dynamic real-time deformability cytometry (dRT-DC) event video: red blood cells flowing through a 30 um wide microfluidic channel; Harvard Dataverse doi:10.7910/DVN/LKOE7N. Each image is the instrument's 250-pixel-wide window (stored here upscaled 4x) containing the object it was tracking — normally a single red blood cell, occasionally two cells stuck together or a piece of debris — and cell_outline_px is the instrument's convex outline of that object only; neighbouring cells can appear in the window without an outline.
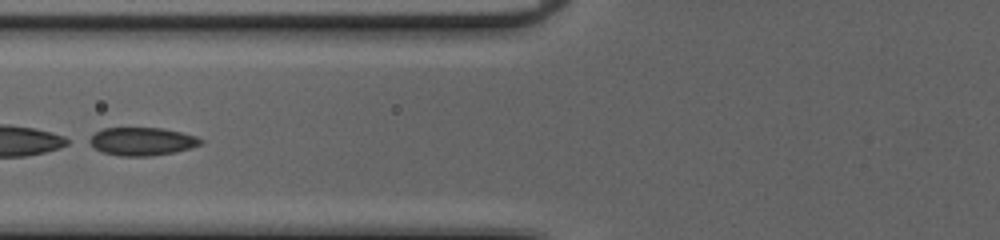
{"species": "common noctule bat (a hibernating species)", "species_latin": "Nyctalus noctula", "temperature_condition": "cold", "stored_images_in_passage": 50, "segment_of_instrument_passage": [2, 2], "camera_frame_rate_fps": 3000, "um_per_image_px": 0.085, "animal": {"sex": "female", "body_mass_g": 20.0, "forearm_length_mm": 54.0}, "frame": {"image": 1, "passage_image": 22, "time_ms": 7.0, "image_size_px": [1000, 240], "cell_outline_px": [[204, 144], [192, 148], [152, 156], [120, 156], [100, 152], [84, 140], [96, 132], [104, 128], [160, 128], [180, 132], [196, 136], [204, 140]], "centroid_in_image_um": [12.04, 12.03], "position_along_channel_um": 113.8, "area_um2": 18.44}}